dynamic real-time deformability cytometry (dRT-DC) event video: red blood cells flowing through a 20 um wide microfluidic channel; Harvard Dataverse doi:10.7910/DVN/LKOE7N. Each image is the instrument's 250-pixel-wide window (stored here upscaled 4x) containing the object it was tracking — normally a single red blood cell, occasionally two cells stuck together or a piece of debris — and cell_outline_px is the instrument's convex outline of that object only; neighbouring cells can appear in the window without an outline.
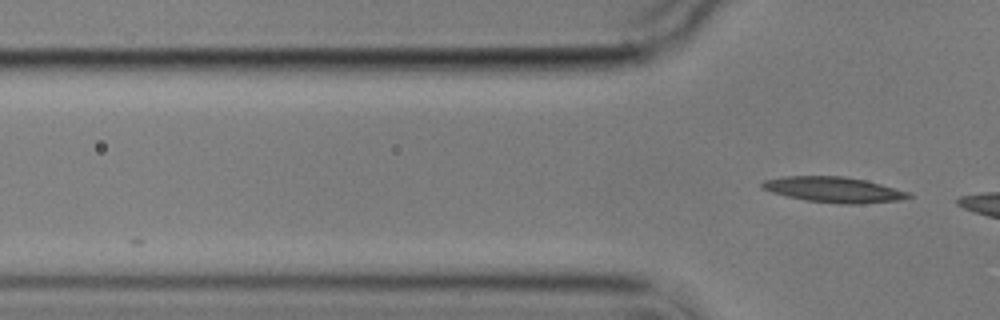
{"species": "common noctule bat (a hibernating species)", "species_latin": "Nyctalus noctula", "temperature_condition": "cold", "stored_images_in_passage": 2, "camera_frame_rate_fps": 3000, "um_per_image_px": 0.085, "animal": {"sex": "male", "body_mass_g": 17.9}, "frame": {"image": 1, "passage_image": 2, "time_ms": 2.0, "image_size_px": [1000, 320], "cell_outline_px": [[916, 196], [896, 200], [860, 204], [840, 204], [804, 200], [772, 192], [760, 188], [760, 184], [764, 180], [784, 176], [844, 176], [864, 180], [880, 184], [908, 192]], "centroid_in_image_um": [70.83, 16.12], "position_along_channel_um": 55.0, "area_um2": 21.68}}